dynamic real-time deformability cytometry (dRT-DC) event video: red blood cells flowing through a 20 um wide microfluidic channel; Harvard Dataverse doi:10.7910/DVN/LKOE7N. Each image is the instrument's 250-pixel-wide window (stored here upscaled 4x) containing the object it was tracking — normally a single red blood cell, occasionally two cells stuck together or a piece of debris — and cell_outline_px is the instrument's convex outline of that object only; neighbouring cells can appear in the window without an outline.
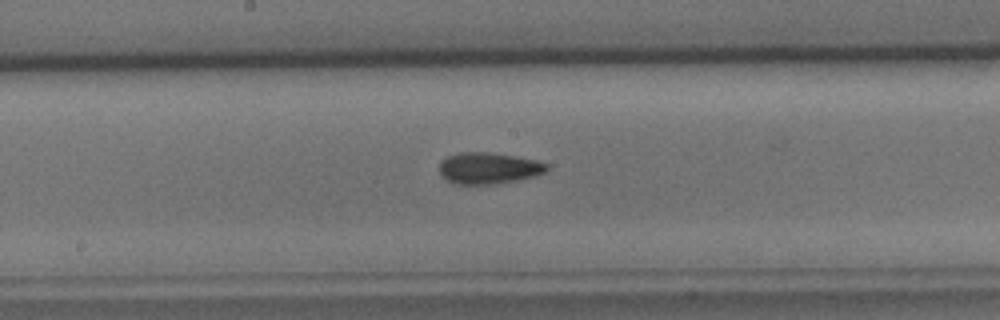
{"species": "common noctule bat (a hibernating species)", "species_latin": "Nyctalus noctula", "temperature_condition": "cold", "stored_images_in_passage": 26, "camera_frame_rate_fps": 3000, "um_per_image_px": 0.085, "animal": {"sex": "male", "body_mass_g": 15.6}, "frame": {"image": 1, "passage_image": 12, "time_ms": 3.667, "image_size_px": [1000, 320], "cell_outline_px": [[548, 168], [544, 172], [536, 176], [496, 184], [452, 184], [440, 176], [440, 160], [448, 156], [460, 152], [488, 152], [536, 160], [548, 164]], "centroid_in_image_um": [41.49, 14.3], "position_along_channel_um": 206.7, "area_um2": 19.71}}
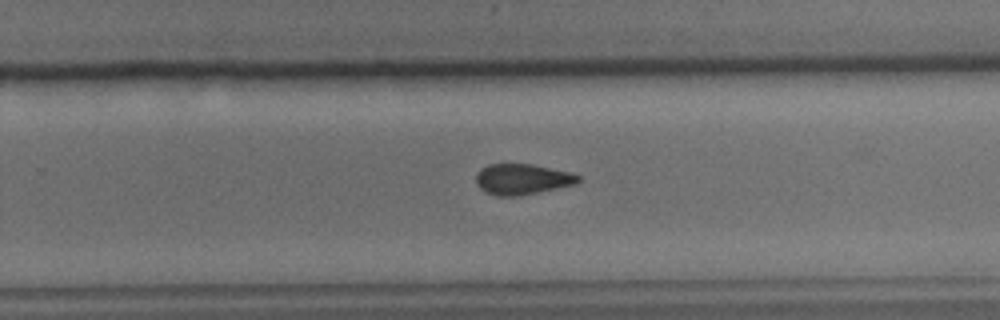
{"frame": {"image": 2, "passage_image": 18, "time_ms": 5.667, "image_size_px": [1000, 320], "cell_outline_px": [[580, 180], [576, 184], [516, 196], [496, 196], [480, 188], [476, 184], [476, 172], [480, 168], [488, 164], [532, 164], [568, 172], [580, 176]], "centroid_in_image_um": [44.34, 15.22], "position_along_channel_um": 285.5, "area_um2": 18.09}}
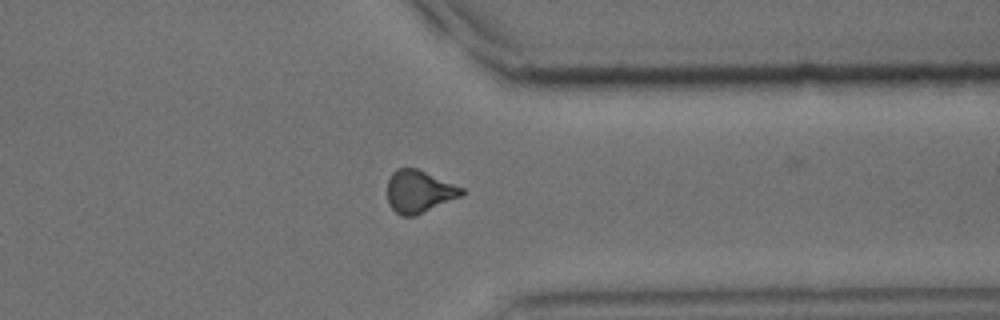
{"frame": {"image": 3, "passage_image": 25, "time_ms": 8.0, "image_size_px": [1000, 320], "cell_outline_px": [[464, 192], [460, 196], [416, 216], [400, 216], [388, 204], [388, 180], [392, 172], [396, 168], [416, 168], [464, 188]], "centroid_in_image_um": [35.59, 16.28], "position_along_channel_um": 375.8, "area_um2": 18.26}}